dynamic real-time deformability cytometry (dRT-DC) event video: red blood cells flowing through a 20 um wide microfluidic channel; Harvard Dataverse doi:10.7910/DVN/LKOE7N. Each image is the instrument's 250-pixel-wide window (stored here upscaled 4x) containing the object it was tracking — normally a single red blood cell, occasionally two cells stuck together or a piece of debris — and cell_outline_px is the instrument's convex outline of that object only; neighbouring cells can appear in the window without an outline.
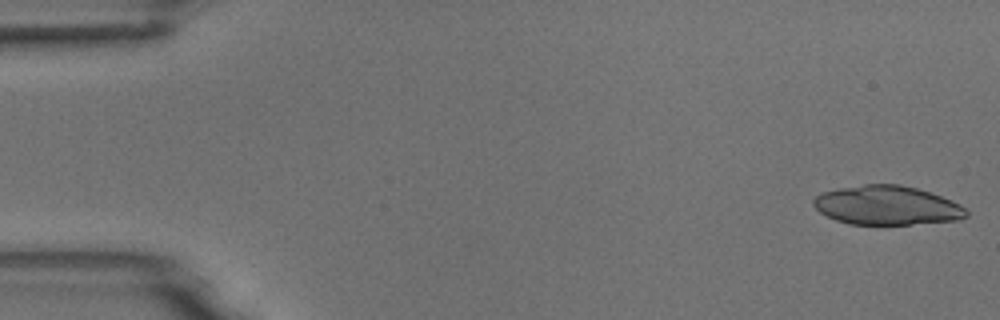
{"species": "common noctule bat (a hibernating species)", "species_latin": "Nyctalus noctula", "temperature_condition": "room temperature", "stored_images_in_passage": 20, "camera_frame_rate_fps": 3000, "um_per_image_px": 0.085, "animal": {"sex": "male", "body_mass_g": 18.8}, "frame": {"image": 1, "passage_image": 1, "time_ms": 0.0, "image_size_px": [1000, 320], "cell_outline_px": [[968, 216], [960, 220], [912, 224], [848, 224], [836, 220], [820, 212], [812, 204], [812, 200], [820, 192], [840, 188], [864, 184], [900, 184], [916, 188], [952, 200], [960, 204], [968, 212]], "centroid_in_image_um": [75.39, 17.46], "position_along_channel_um": 9.6, "area_um2": 34.85}}